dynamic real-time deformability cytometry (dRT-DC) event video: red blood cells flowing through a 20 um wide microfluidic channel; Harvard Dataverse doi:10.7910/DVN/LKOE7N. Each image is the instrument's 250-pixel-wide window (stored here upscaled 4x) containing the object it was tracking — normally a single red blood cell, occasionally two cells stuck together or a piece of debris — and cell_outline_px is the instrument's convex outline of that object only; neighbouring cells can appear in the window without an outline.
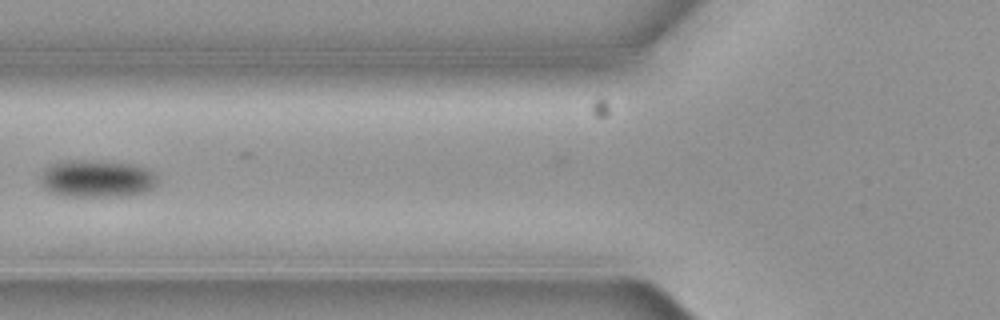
{"species": "common noctule bat (a hibernating species)", "species_latin": "Nyctalus noctula", "temperature_condition": "cold", "stored_images_in_passage": 4, "camera_frame_rate_fps": 3000, "um_per_image_px": 0.085, "animal": {"sex": "female", "body_mass_g": 19.3, "forearm_length_mm": 54.1}, "frame": {"image": 1, "passage_image": 4, "time_ms": 1.0, "image_size_px": [1000, 320], "cell_outline_px": [[160, 180], [148, 192], [128, 196], [64, 196], [52, 192], [44, 188], [40, 180], [40, 176], [44, 168], [52, 164], [64, 160], [104, 160], [132, 164], [148, 168], [160, 176]], "centroid_in_image_um": [8.3, 15.17], "position_along_channel_um": 117.5, "area_um2": 26.18}}